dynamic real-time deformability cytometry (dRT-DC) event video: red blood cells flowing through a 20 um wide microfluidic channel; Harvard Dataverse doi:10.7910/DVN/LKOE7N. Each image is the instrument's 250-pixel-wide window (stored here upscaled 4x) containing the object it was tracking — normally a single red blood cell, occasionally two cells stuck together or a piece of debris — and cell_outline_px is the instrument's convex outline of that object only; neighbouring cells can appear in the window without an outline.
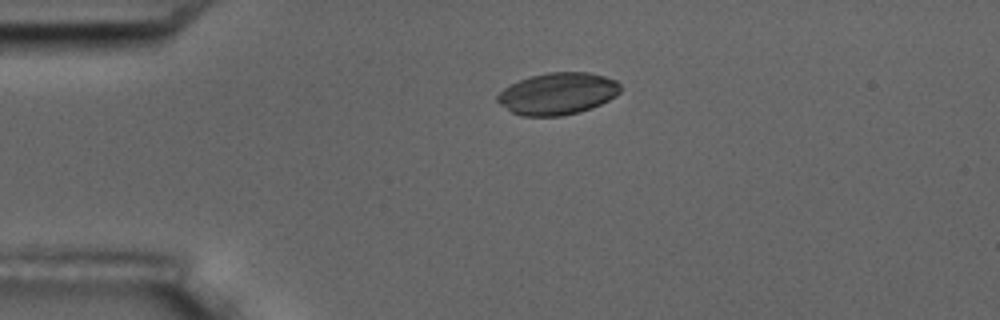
{"species": "common noctule bat (a hibernating species)", "species_latin": "Nyctalus noctula", "temperature_condition": "room temperature", "stored_images_in_passage": 2, "camera_frame_rate_fps": 3000, "um_per_image_px": 0.085, "animal": {"sex": "male", "body_mass_g": 17.5, "forearm_length_mm": 52.3}, "frame": {"image": 1, "passage_image": 1, "time_ms": 0.0, "image_size_px": [1000, 320], "cell_outline_px": [[620, 92], [616, 96], [592, 108], [580, 112], [560, 116], [520, 116], [512, 112], [500, 104], [496, 100], [496, 96], [504, 88], [520, 80], [532, 76], [548, 72], [588, 72], [604, 76], [616, 80], [620, 84]], "centroid_in_image_um": [47.41, 7.96], "position_along_channel_um": 37.6, "area_um2": 30.0}}